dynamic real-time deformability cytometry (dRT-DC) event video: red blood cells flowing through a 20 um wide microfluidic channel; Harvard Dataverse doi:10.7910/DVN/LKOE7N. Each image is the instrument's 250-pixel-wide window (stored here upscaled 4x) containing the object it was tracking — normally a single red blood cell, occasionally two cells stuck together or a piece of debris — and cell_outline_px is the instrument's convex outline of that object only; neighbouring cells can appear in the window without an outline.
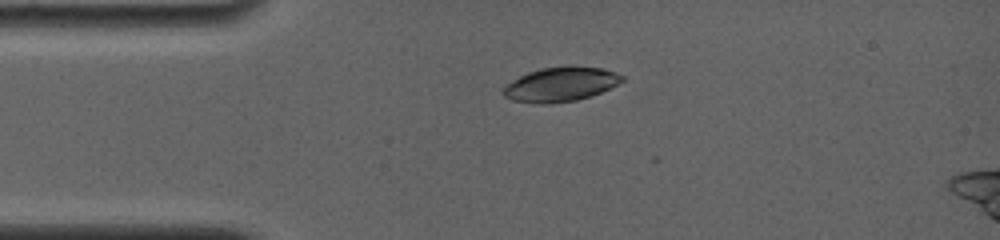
{"species": "common noctule bat (a hibernating species)", "species_latin": "Nyctalus noctula", "temperature_condition": "room temperature", "stored_images_in_passage": 6, "camera_frame_rate_fps": 4000, "um_per_image_px": 0.085, "animal": {"sex": "female", "body_mass_g": 19.0, "forearm_length_mm": 56.7}, "frame": {"image": 1, "passage_image": 1, "time_ms": 0.0, "image_size_px": [1000, 240], "cell_outline_px": [[624, 80], [600, 92], [576, 100], [548, 104], [536, 104], [512, 100], [504, 96], [504, 88], [512, 80], [528, 72], [540, 68], [604, 68], [616, 72], [624, 76]], "centroid_in_image_um": [47.63, 7.2], "position_along_channel_um": 37.4, "area_um2": 23.06}}